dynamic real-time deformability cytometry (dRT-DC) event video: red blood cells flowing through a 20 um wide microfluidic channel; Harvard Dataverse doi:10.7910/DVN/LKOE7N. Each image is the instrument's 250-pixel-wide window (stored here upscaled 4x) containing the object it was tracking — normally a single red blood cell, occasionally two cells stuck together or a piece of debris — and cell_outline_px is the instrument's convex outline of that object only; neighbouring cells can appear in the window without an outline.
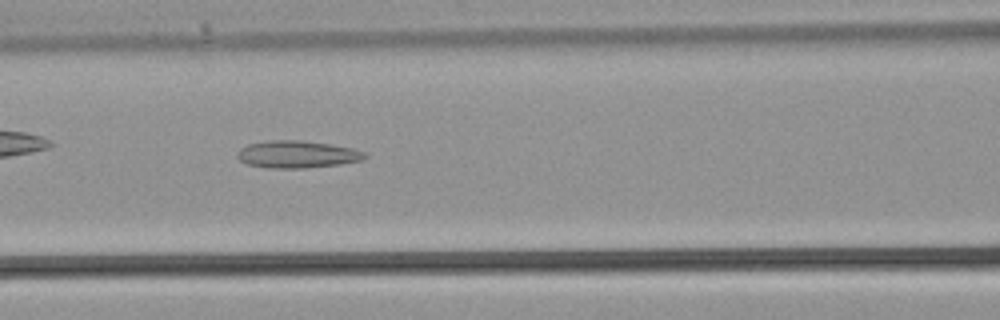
{"species": "common noctule bat (a hibernating species)", "species_latin": "Nyctalus noctula", "temperature_condition": "warm", "stored_images_in_passage": 34, "camera_frame_rate_fps": 3000, "um_per_image_px": 0.085, "animal": {"sex": "male", "body_mass_g": 21.5, "forearm_length_mm": 52.0}, "frame": {"image": 1, "passage_image": 14, "time_ms": 4.333, "image_size_px": [1000, 320], "cell_outline_px": [[368, 156], [360, 160], [340, 164], [304, 168], [268, 168], [244, 164], [236, 156], [240, 148], [248, 144], [268, 140], [300, 140], [328, 144], [352, 148], [364, 152]], "centroid_in_image_um": [25.2, 13.12], "position_along_channel_um": 141.4, "area_um2": 20.23}}
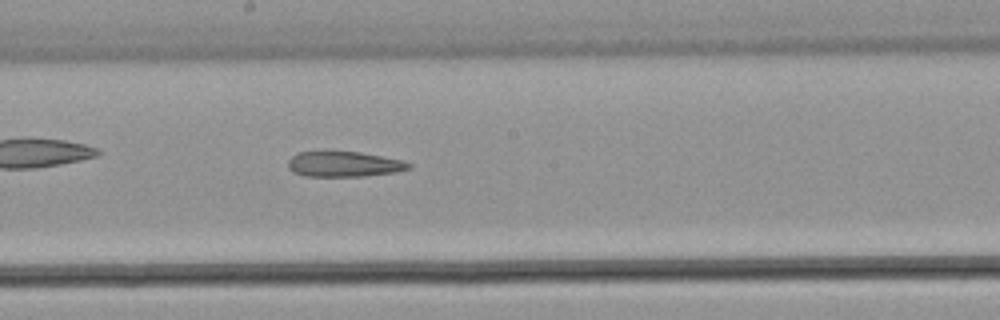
{"frame": {"image": 2, "passage_image": 18, "time_ms": 5.667, "image_size_px": [1000, 320], "cell_outline_px": [[412, 168], [396, 172], [364, 176], [304, 176], [292, 172], [288, 168], [288, 160], [292, 156], [300, 152], [324, 148], [328, 148], [360, 152], [404, 160], [412, 164]], "centroid_in_image_um": [29.2, 13.9], "position_along_channel_um": 219.0, "area_um2": 18.79}}
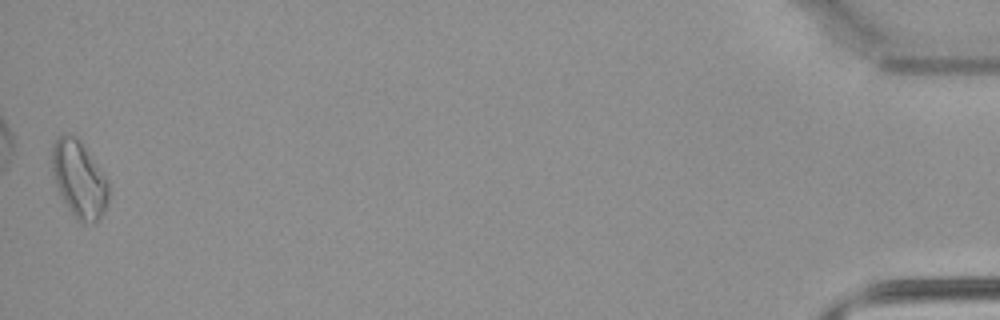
{"frame": {"image": 3, "passage_image": 34, "time_ms": 11.0, "image_size_px": [1000, 320], "cell_outline_px": [[108, 200], [104, 212], [96, 224], [84, 224], [76, 220], [68, 208], [56, 184], [52, 172], [52, 144], [64, 132], [76, 136], [108, 180]], "centroid_in_image_um": [6.73, 15.27], "position_along_channel_um": 428.5, "area_um2": 25.2}}